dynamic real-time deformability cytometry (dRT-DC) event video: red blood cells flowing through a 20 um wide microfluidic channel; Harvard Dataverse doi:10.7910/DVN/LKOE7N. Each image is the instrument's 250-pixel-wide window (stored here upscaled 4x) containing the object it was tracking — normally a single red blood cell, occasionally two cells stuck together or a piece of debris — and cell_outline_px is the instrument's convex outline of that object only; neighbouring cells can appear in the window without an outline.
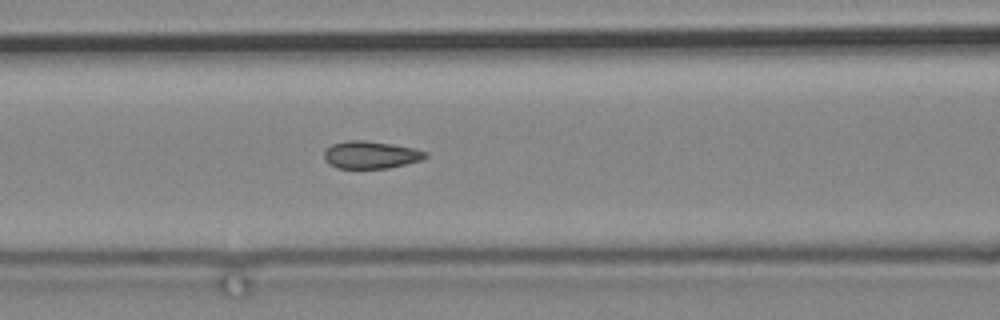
{"species": "common noctule bat (a hibernating species)", "species_latin": "Nyctalus noctula", "temperature_condition": "cold", "stored_images_in_passage": 5, "camera_frame_rate_fps": 3000, "um_per_image_px": 0.085, "animal": {"sex": "male", "body_mass_g": 19.2, "forearm_length_mm": 51.8}, "frame": {"image": 1, "passage_image": 5, "time_ms": 4.667, "image_size_px": [1000, 320], "cell_outline_px": [[428, 156], [420, 160], [388, 168], [336, 168], [328, 164], [324, 160], [324, 152], [332, 144], [348, 140], [360, 140], [392, 144], [412, 148], [428, 152]], "centroid_in_image_um": [31.48, 13.16], "position_along_channel_um": 135.1, "area_um2": 16.07}}